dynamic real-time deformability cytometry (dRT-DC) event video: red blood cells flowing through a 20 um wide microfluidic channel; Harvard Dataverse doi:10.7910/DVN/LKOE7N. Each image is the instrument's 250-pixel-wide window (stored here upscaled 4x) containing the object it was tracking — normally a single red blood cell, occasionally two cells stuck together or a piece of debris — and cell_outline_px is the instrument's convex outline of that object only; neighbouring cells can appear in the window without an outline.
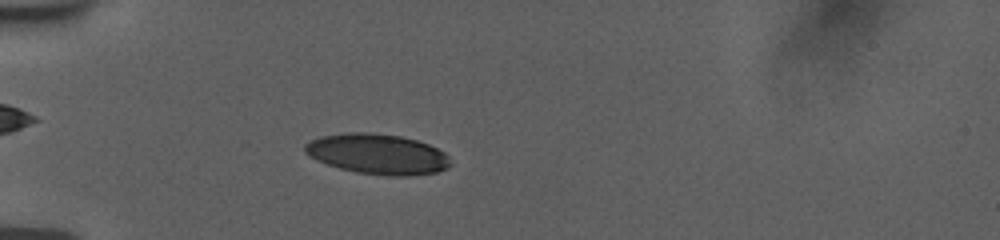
{"species": "human", "species_latin": "Homo sapiens", "temperature_condition": "room temperature", "stored_images_in_passage": 12, "camera_frame_rate_fps": 3000, "um_per_image_px": 0.085, "donor": {"sex": "female"}, "frame": {"image": 1, "passage_image": 10, "time_ms": 5.667, "image_size_px": [1000, 240], "cell_outline_px": [[452, 164], [448, 168], [436, 172], [408, 176], [388, 176], [356, 172], [340, 168], [316, 160], [308, 156], [304, 152], [304, 144], [320, 136], [344, 132], [372, 132], [400, 136], [416, 140], [428, 144], [444, 152], [448, 156]], "centroid_in_image_um": [32.08, 13.09], "position_along_channel_um": 52.9, "area_um2": 34.39}}